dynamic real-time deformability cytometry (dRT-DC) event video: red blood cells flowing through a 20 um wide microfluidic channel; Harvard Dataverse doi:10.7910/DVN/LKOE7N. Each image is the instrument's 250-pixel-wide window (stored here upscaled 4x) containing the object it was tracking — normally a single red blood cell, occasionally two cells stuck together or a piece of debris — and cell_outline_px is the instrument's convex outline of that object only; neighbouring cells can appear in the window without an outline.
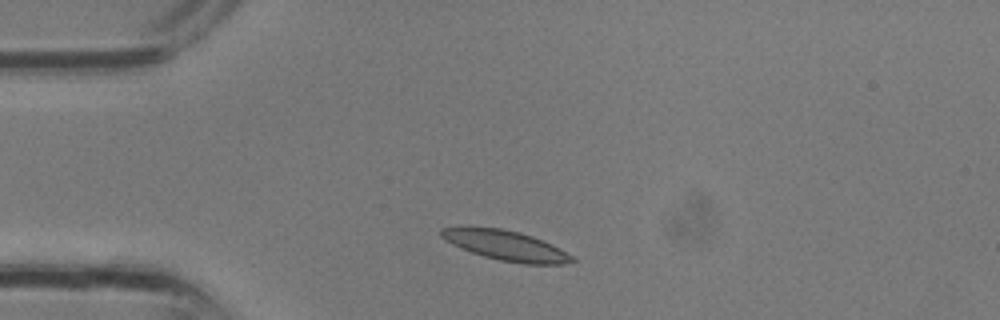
{"species": "common noctule bat (a hibernating species)", "species_latin": "Nyctalus noctula", "temperature_condition": "room temperature", "stored_images_in_passage": 1, "camera_frame_rate_fps": 3000, "um_per_image_px": 0.085, "animal": {"sex": "male", "body_mass_g": 13.3}, "frame": {"image": 1, "passage_image": 1, "time_ms": 0.0, "image_size_px": [1000, 320], "cell_outline_px": [[576, 260], [564, 264], [524, 264], [500, 260], [484, 256], [460, 248], [444, 240], [440, 236], [440, 228], [500, 228], [520, 232], [532, 236], [552, 244], [560, 248], [572, 256]], "centroid_in_image_um": [43.02, 20.88], "position_along_channel_um": 42.0, "area_um2": 22.48}}